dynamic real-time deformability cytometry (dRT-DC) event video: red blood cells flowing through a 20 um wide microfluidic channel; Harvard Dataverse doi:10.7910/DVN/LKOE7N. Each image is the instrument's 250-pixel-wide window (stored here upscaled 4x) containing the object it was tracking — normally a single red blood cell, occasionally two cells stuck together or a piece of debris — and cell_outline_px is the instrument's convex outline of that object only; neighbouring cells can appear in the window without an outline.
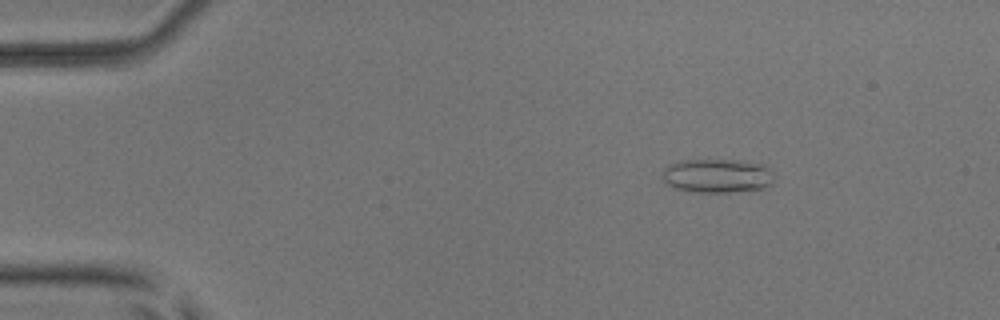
{"species": "common noctule bat (a hibernating species)", "species_latin": "Nyctalus noctula", "temperature_condition": "room temperature", "stored_images_in_passage": 48, "camera_frame_rate_fps": 3000, "um_per_image_px": 0.085, "animal": {"sex": "male", "body_mass_g": 17.9, "forearm_length_mm": 54.2}, "frame": {"image": 1, "passage_image": 3, "time_ms": 0.667, "image_size_px": [1000, 320], "cell_outline_px": [[772, 184], [768, 188], [728, 192], [692, 192], [676, 188], [664, 184], [660, 176], [664, 168], [680, 160], [744, 160], [764, 164], [768, 168], [772, 180]], "centroid_in_image_um": [60.93, 14.94], "position_along_channel_um": 24.1, "area_um2": 22.37}}
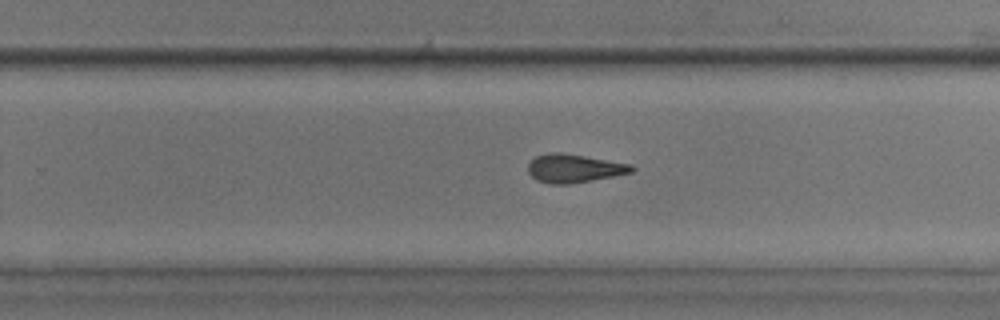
{"frame": {"image": 2, "passage_image": 29, "time_ms": 9.333, "image_size_px": [1000, 320], "cell_outline_px": [[636, 168], [632, 172], [592, 180], [568, 184], [552, 184], [536, 180], [528, 172], [528, 164], [536, 156], [548, 152], [560, 152], [632, 164]], "centroid_in_image_um": [48.78, 14.3], "position_along_channel_um": 281.0, "area_um2": 17.05}}
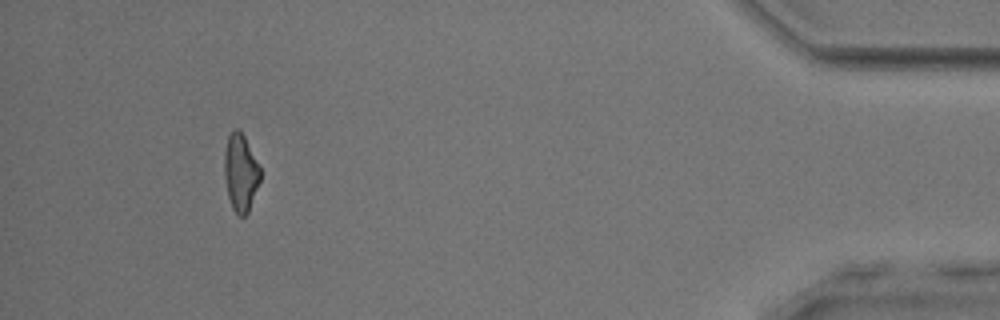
{"frame": {"image": 3, "passage_image": 44, "time_ms": 14.333, "image_size_px": [1000, 320], "cell_outline_px": [[260, 180], [248, 212], [244, 216], [240, 216], [232, 208], [228, 196], [224, 176], [224, 152], [228, 136], [236, 128], [244, 136], [260, 168]], "centroid_in_image_um": [20.43, 14.69], "position_along_channel_um": 414.8, "area_um2": 15.9}, "authors_computed_cell_mechanics": {"area_um2": 17.3689, "velocity_mm_per_s": 3.9306, "shape_relaxation_time_tau1_ms": null, "shape_relaxation_time_tau2_ms": 3.3137, "deformation_change_tau1": null, "deformation_change_tau2": 0.1306}}